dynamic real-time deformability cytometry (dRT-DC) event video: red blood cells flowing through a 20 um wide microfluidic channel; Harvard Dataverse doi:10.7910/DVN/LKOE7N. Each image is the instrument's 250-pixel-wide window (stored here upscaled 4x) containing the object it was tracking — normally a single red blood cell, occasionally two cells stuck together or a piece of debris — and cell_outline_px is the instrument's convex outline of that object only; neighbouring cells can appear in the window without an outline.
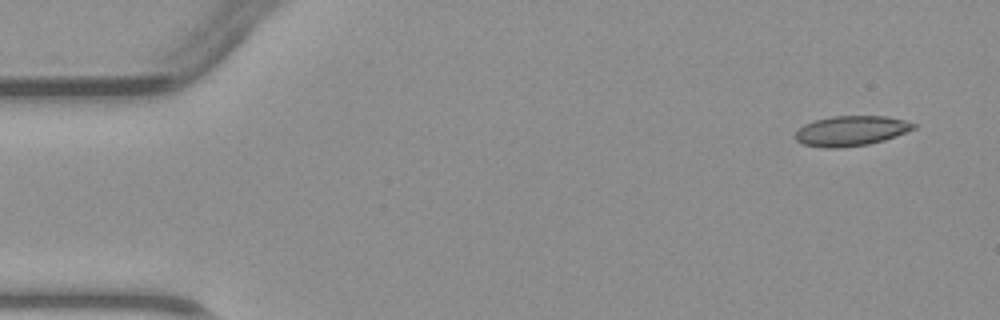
{"species": "common noctule bat (a hibernating species)", "species_latin": "Nyctalus noctula", "temperature_condition": "warm", "stored_images_in_passage": 3, "camera_frame_rate_fps": 3000, "um_per_image_px": 0.085, "animal": {"sex": "male", "body_mass_g": 23.1, "forearm_length_mm": 52.7}, "frame": {"image": 1, "passage_image": 1, "time_ms": 0.0, "image_size_px": [1000, 320], "cell_outline_px": [[916, 128], [896, 136], [884, 140], [868, 144], [840, 148], [824, 148], [804, 144], [796, 140], [796, 132], [804, 124], [816, 120], [832, 116], [884, 116], [904, 120], [916, 124]], "centroid_in_image_um": [72.35, 11.12], "position_along_channel_um": 12.6, "area_um2": 20.58}}
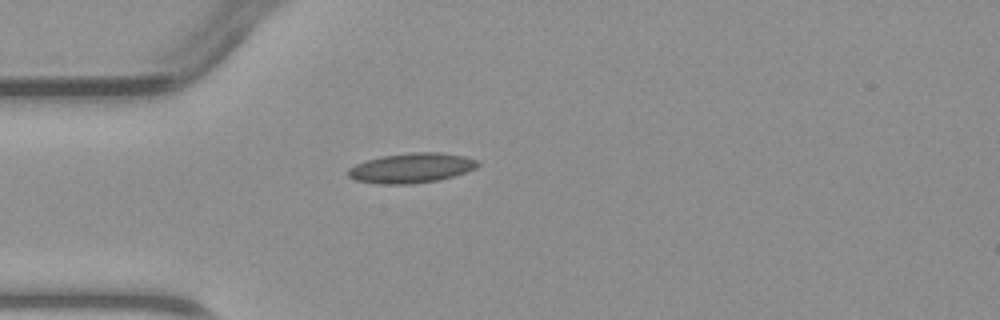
{"frame": {"image": 2, "passage_image": 3, "time_ms": 3.333, "image_size_px": [1000, 320], "cell_outline_px": [[480, 164], [476, 168], [440, 180], [412, 184], [380, 184], [356, 180], [348, 176], [348, 168], [356, 164], [368, 160], [384, 156], [412, 152], [440, 152], [464, 156], [480, 160]], "centroid_in_image_um": [35.0, 14.28], "position_along_channel_um": 50.0, "area_um2": 22.48}}